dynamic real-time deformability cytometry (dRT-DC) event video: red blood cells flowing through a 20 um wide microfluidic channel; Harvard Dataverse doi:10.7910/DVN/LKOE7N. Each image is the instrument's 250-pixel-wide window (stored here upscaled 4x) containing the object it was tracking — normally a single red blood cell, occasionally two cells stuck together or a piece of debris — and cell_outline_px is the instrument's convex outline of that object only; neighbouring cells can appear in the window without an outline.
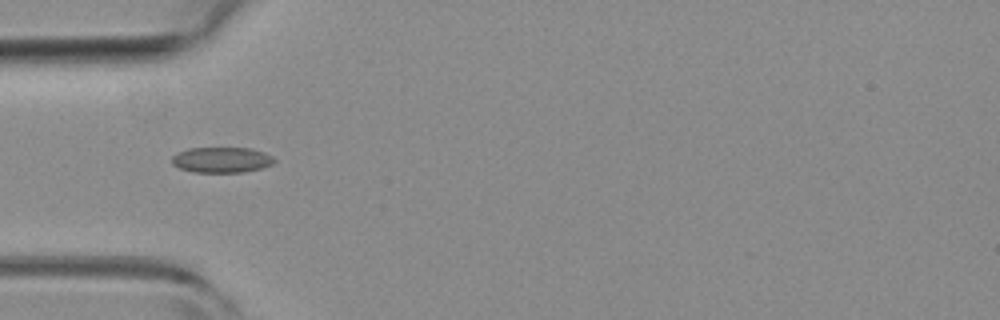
{"species": "common noctule bat (a hibernating species)", "species_latin": "Nyctalus noctula", "temperature_condition": "room temperature", "stored_images_in_passage": 6, "camera_frame_rate_fps": 3000, "um_per_image_px": 0.085, "animal": {"sex": "female", "body_mass_g": 19.3, "forearm_length_mm": 54.1}, "frame": {"image": 1, "passage_image": 5, "time_ms": 1.333, "image_size_px": [1000, 320], "cell_outline_px": [[276, 160], [272, 164], [260, 168], [244, 172], [192, 172], [180, 168], [172, 164], [172, 156], [176, 152], [188, 148], [252, 148], [264, 152], [272, 156]], "centroid_in_image_um": [18.82, 13.58], "position_along_channel_um": 66.2, "area_um2": 15.32}}
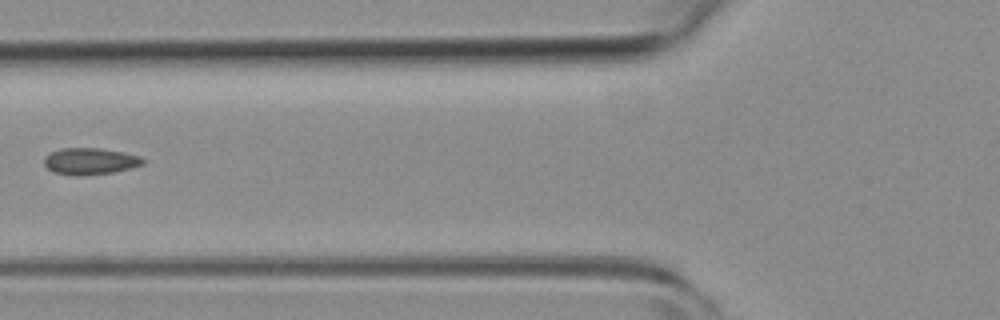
{"frame": {"image": 2, "passage_image": 6, "time_ms": 1.667, "image_size_px": [1000, 320], "cell_outline_px": [[148, 160], [144, 164], [132, 168], [112, 172], [80, 176], [76, 176], [52, 172], [44, 164], [44, 156], [60, 148], [100, 148], [124, 152], [140, 156]], "centroid_in_image_um": [7.69, 13.7], "position_along_channel_um": 118.1, "area_um2": 15.55}}